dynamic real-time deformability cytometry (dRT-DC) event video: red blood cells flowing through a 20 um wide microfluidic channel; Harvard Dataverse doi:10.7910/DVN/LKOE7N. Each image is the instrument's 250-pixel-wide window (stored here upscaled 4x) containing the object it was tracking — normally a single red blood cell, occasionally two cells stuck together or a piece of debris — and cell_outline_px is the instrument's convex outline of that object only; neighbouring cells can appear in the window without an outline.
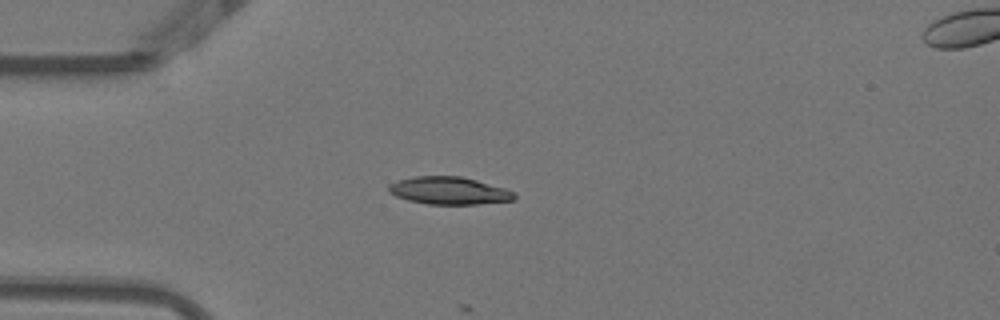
{"species": "Egyptian fruit bat (a non-hibernating species)", "species_latin": "Rousettus aegyptiacus", "temperature_condition": "warm", "stored_images_in_passage": 40, "camera_frame_rate_fps": 3000, "um_per_image_px": 0.085, "animal": {"sex": "female"}, "frame": {"image": 1, "passage_image": 1, "time_ms": 0.0, "image_size_px": [1000, 320], "cell_outline_px": [[512, 200], [468, 204], [436, 204], [416, 200], [400, 196], [392, 192], [392, 188], [404, 180], [428, 176], [452, 176], [472, 180], [508, 192], [512, 196]], "centroid_in_image_um": [38.19, 16.22], "position_along_channel_um": 46.8, "area_um2": 17.63}}
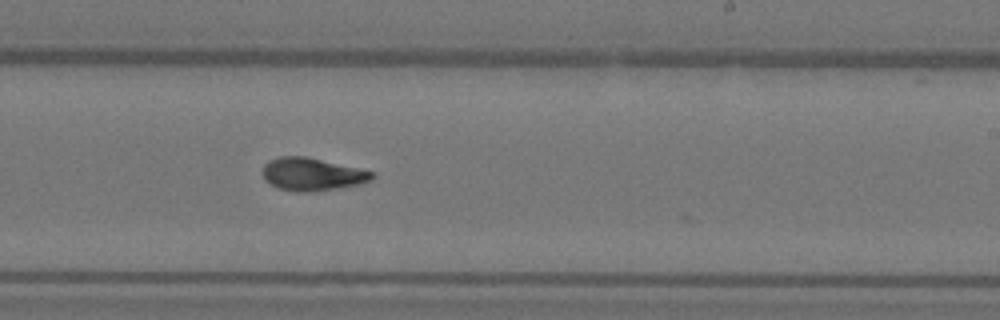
{"frame": {"image": 2, "passage_image": 19, "time_ms": 6.0, "image_size_px": [1000, 320], "cell_outline_px": [[368, 176], [360, 180], [344, 184], [320, 188], [288, 188], [276, 184], [268, 180], [264, 172], [268, 164], [276, 160], [312, 160], [368, 172]], "centroid_in_image_um": [26.4, 14.8], "position_along_channel_um": 262.6, "area_um2": 15.78}}
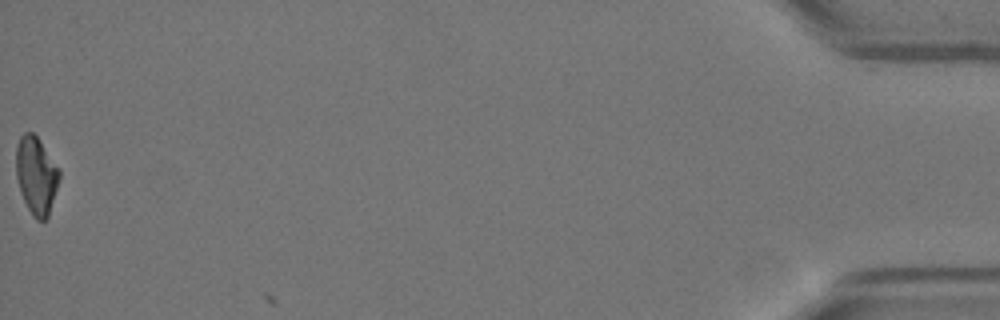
{"frame": {"image": 3, "passage_image": 40, "time_ms": 13.0, "image_size_px": [1000, 320], "cell_outline_px": [[56, 184], [48, 212], [44, 220], [40, 220], [32, 212], [24, 196], [20, 184], [16, 156], [20, 140], [28, 132], [32, 132], [36, 136], [56, 168]], "centroid_in_image_um": [3.06, 14.87], "position_along_channel_um": 432.1, "area_um2": 16.94}, "authors_computed_cell_mechanics": {"area_um2": 16.6175, "velocity_mm_per_s": 3.862, "shape_relaxation_time_tau1_ms": null, "shape_relaxation_time_tau2_ms": 2.8191, "deformation_change_tau1": null, "deformation_change_tau2": 0.0934}}